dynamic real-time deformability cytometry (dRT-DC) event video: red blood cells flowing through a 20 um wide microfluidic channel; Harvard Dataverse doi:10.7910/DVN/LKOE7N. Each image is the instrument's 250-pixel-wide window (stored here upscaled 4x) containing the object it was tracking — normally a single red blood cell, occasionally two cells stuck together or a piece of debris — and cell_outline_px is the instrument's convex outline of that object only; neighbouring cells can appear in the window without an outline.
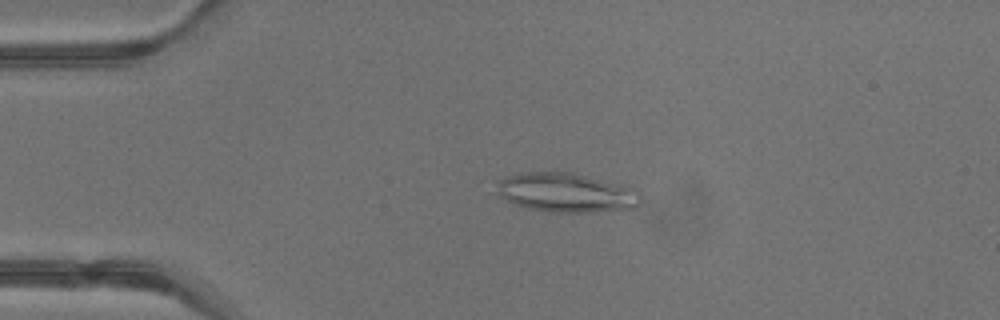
{"species": "common noctule bat (a hibernating species)", "species_latin": "Nyctalus noctula", "temperature_condition": "warm", "stored_images_in_passage": 20, "camera_frame_rate_fps": 3000, "um_per_image_px": 0.085, "animal": {"sex": "male", "body_mass_g": 13.3}, "frame": {"image": 1, "passage_image": 9, "time_ms": 2.667, "image_size_px": [1000, 320], "cell_outline_px": [[640, 204], [636, 208], [588, 212], [552, 212], [528, 208], [516, 204], [508, 200], [496, 192], [500, 180], [508, 176], [520, 172], [572, 172], [620, 184], [632, 188], [640, 192]], "centroid_in_image_um": [48.17, 16.37], "position_along_channel_um": 36.8, "area_um2": 32.66}}
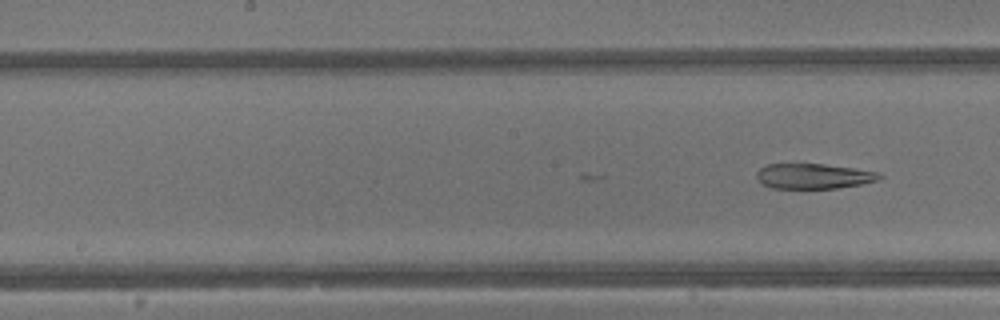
{"frame": {"image": 2, "passage_image": 20, "time_ms": 6.333, "image_size_px": [1000, 320], "cell_outline_px": [[884, 176], [880, 180], [860, 184], [836, 188], [772, 188], [760, 184], [756, 180], [756, 172], [764, 164], [824, 164], [880, 172]], "centroid_in_image_um": [69.12, 14.97], "position_along_channel_um": 179.1, "area_um2": 18.21}}